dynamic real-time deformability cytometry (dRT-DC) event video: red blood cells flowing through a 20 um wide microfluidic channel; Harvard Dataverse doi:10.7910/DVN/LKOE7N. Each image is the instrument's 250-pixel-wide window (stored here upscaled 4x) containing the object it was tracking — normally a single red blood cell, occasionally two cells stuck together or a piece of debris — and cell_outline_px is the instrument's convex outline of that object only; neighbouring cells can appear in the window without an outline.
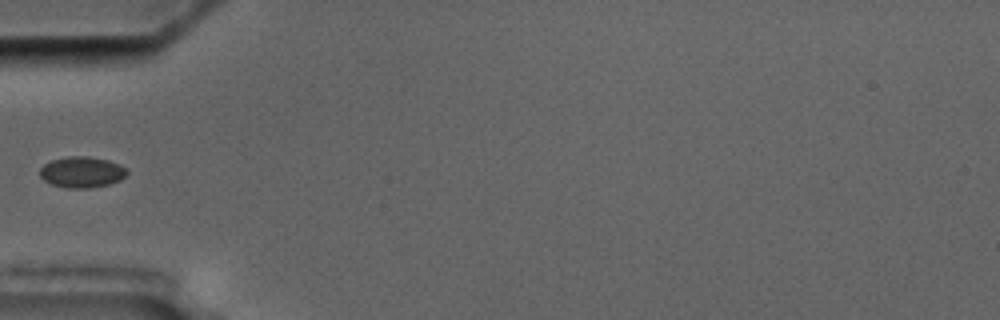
{"species": "common noctule bat (a hibernating species)", "species_latin": "Nyctalus noctula", "temperature_condition": "cold", "stored_images_in_passage": 5, "camera_frame_rate_fps": 3000, "um_per_image_px": 0.085, "animal": {"sex": "male", "body_mass_g": 17.5, "forearm_length_mm": 52.3}, "frame": {"image": 1, "passage_image": 5, "time_ms": 4.333, "image_size_px": [1000, 320], "cell_outline_px": [[128, 172], [120, 180], [108, 184], [92, 188], [64, 188], [52, 184], [44, 180], [40, 176], [40, 168], [44, 164], [52, 160], [68, 156], [88, 156], [108, 160], [120, 164]], "centroid_in_image_um": [6.94, 14.63], "position_along_channel_um": 78.1, "area_um2": 15.72}}